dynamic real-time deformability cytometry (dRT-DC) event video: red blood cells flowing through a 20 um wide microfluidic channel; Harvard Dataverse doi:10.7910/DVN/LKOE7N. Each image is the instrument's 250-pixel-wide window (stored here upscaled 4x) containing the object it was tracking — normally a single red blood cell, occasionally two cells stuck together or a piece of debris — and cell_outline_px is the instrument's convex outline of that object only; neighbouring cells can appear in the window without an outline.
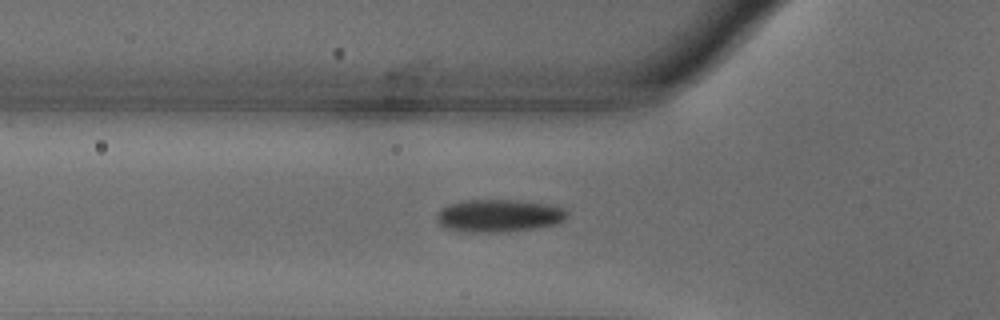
{"species": "common noctule bat (a hibernating species)", "species_latin": "Nyctalus noctula", "temperature_condition": "warm", "stored_images_in_passage": 41, "camera_frame_rate_fps": 3000, "um_per_image_px": 0.085, "animal": {"sex": "male", "body_mass_g": 18.8}, "frame": {"image": 1, "passage_image": 5, "time_ms": 1.333, "image_size_px": [1000, 320], "cell_outline_px": [[568, 216], [564, 220], [556, 224], [536, 228], [504, 232], [476, 232], [448, 228], [440, 224], [436, 216], [436, 212], [440, 208], [448, 204], [464, 200], [520, 200], [548, 204], [564, 208], [568, 212]], "centroid_in_image_um": [42.43, 18.32], "position_along_channel_um": 83.4, "area_um2": 24.85}}
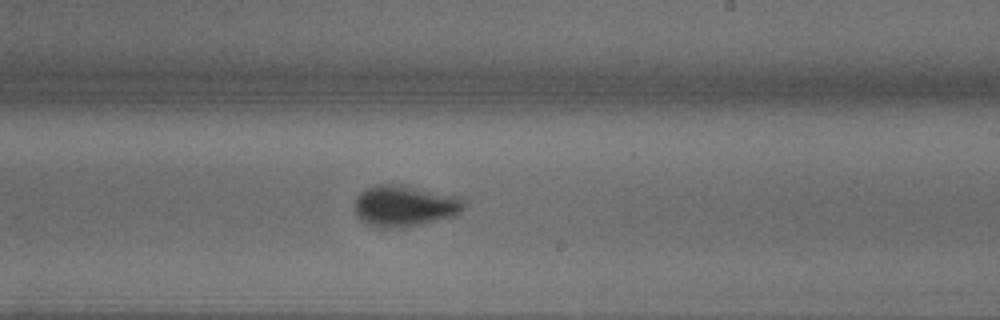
{"frame": {"image": 2, "passage_image": 19, "time_ms": 6.0, "image_size_px": [1000, 320], "cell_outline_px": [[468, 200], [464, 208], [456, 216], [424, 224], [400, 228], [380, 228], [368, 224], [360, 220], [356, 216], [356, 196], [360, 192], [372, 184], [400, 184], [460, 196]], "centroid_in_image_um": [34.44, 17.5], "position_along_channel_um": 254.6, "area_um2": 26.93}}
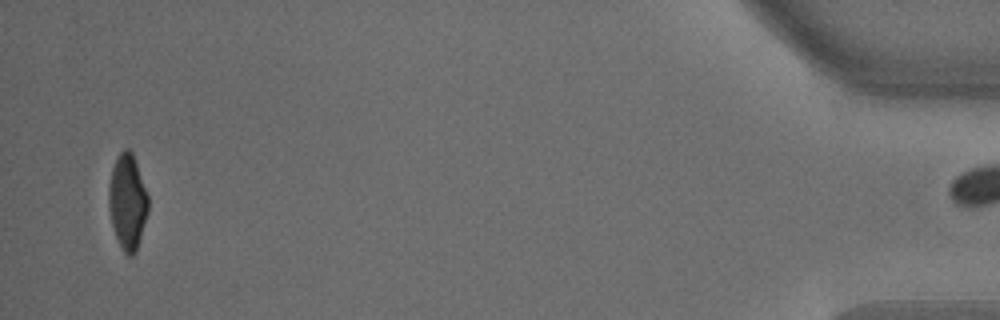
{"frame": {"image": 3, "passage_image": 40, "time_ms": 13.0, "image_size_px": [1000, 320], "cell_outline_px": [[148, 212], [136, 252], [132, 256], [128, 256], [124, 252], [116, 236], [112, 224], [108, 204], [108, 188], [112, 168], [116, 156], [124, 148], [128, 148], [132, 152], [148, 196]], "centroid_in_image_um": [10.83, 17.13], "position_along_channel_um": 424.4, "area_um2": 21.79}}